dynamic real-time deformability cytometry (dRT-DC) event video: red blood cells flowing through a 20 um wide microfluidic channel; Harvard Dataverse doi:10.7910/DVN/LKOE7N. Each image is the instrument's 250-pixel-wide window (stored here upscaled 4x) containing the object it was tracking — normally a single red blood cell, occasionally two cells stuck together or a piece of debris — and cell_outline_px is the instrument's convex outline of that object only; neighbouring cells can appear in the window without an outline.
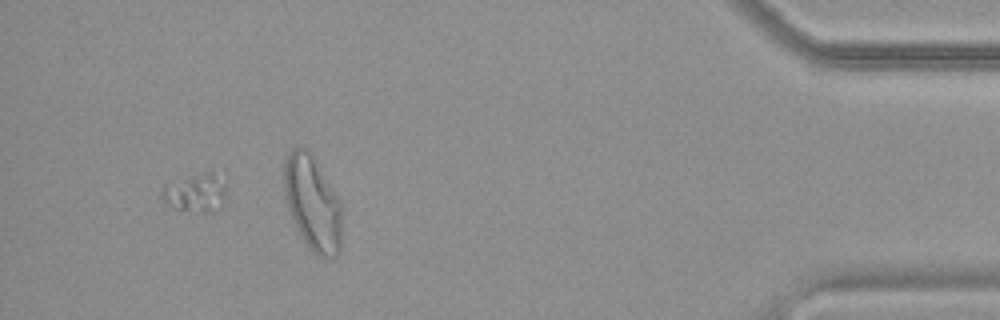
{"species": "common noctule bat (a hibernating species)", "species_latin": "Nyctalus noctula", "temperature_condition": "warm", "stored_images_in_passage": 47, "segment_of_instrument_passage": [1, 2], "camera_frame_rate_fps": 3000, "um_per_image_px": 0.085, "animal": {"sex": "female", "body_mass_g": 19.9}, "frame": {"image": 1, "passage_image": 44, "time_ms": 14.333, "image_size_px": [1000, 320], "cell_outline_px": [[224, 196], [212, 212], [204, 212], [176, 208], [164, 204], [160, 200], [160, 188], [164, 184], [208, 172], [212, 172], [224, 184]], "centroid_in_image_um": [16.49, 16.4], "position_along_channel_um": 418.7, "area_um2": 13.76}}